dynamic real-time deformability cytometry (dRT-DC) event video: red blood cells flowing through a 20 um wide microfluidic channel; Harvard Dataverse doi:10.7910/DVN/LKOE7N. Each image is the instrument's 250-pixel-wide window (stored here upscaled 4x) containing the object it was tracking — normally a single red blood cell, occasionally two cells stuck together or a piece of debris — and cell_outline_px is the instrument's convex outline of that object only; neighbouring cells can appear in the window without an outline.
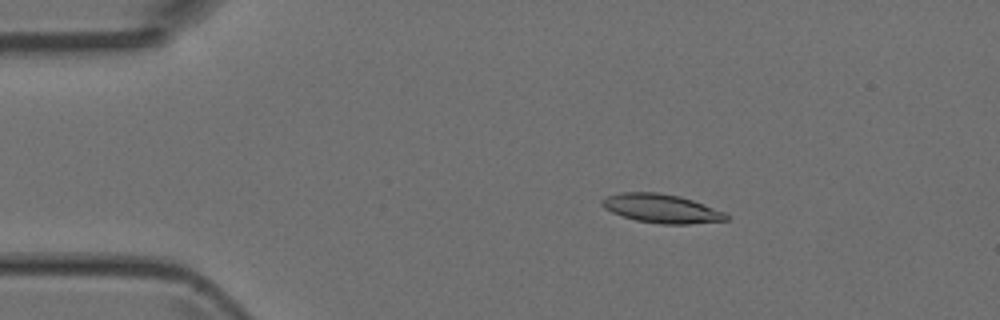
{"species": "Egyptian fruit bat (a non-hibernating species)", "species_latin": "Rousettus aegyptiacus", "temperature_condition": "room temperature", "stored_images_in_passage": 5, "camera_frame_rate_fps": 3000, "um_per_image_px": 0.085, "animal": {"sex": "female"}, "frame": {"image": 1, "passage_image": 2, "time_ms": 2.0, "image_size_px": [1000, 320], "cell_outline_px": [[728, 220], [688, 224], [660, 224], [636, 220], [612, 212], [604, 208], [600, 204], [600, 200], [608, 196], [620, 192], [656, 192], [680, 196], [692, 200], [724, 212], [728, 216]], "centroid_in_image_um": [56.19, 17.72], "position_along_channel_um": 28.8, "area_um2": 20.69}}
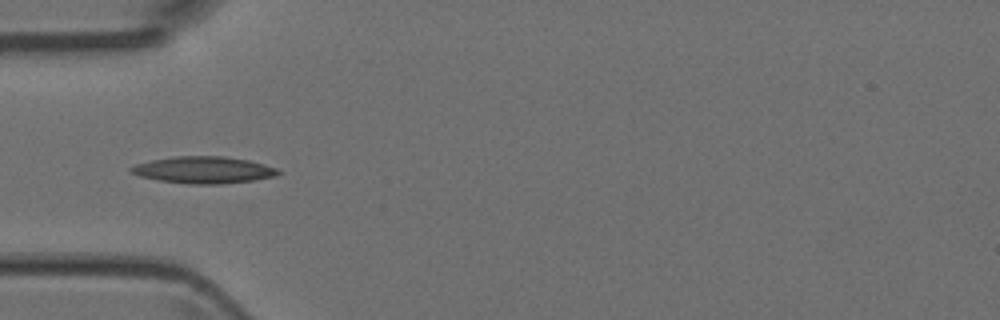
{"frame": {"image": 2, "passage_image": 4, "time_ms": 4.333, "image_size_px": [1000, 320], "cell_outline_px": [[284, 172], [276, 176], [252, 180], [220, 184], [188, 184], [156, 180], [140, 176], [128, 172], [128, 168], [136, 164], [152, 160], [176, 156], [224, 156], [248, 160], [264, 164], [276, 168]], "centroid_in_image_um": [17.29, 14.45], "position_along_channel_um": 67.7, "area_um2": 23.12}}
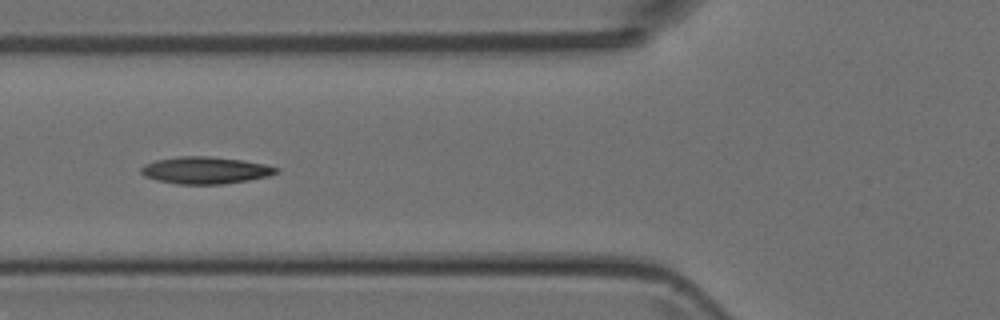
{"frame": {"image": 3, "passage_image": 5, "time_ms": 5.333, "image_size_px": [1000, 320], "cell_outline_px": [[280, 172], [268, 176], [248, 180], [224, 184], [176, 184], [156, 180], [144, 176], [140, 172], [140, 168], [144, 164], [156, 160], [180, 156], [208, 156], [244, 160], [264, 164], [280, 168]], "centroid_in_image_um": [17.46, 14.47], "position_along_channel_um": 108.3, "area_um2": 21.44}}